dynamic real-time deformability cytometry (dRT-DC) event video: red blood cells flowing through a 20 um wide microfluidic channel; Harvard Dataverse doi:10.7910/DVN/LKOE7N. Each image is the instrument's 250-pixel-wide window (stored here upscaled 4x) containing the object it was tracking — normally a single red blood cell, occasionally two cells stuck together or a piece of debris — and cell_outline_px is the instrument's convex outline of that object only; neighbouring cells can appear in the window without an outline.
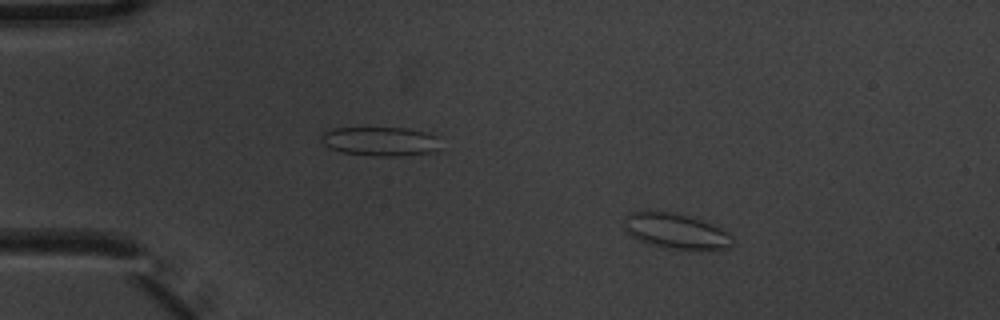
{"species": "common noctule bat (a hibernating species)", "species_latin": "Nyctalus noctula", "temperature_condition": "warm", "stored_images_in_passage": 14, "camera_frame_rate_fps": 3000, "um_per_image_px": 0.085, "animal": {"sex": "male", "body_mass_g": 20.1, "forearm_length_mm": 53.5}, "frame": {"image": 1, "passage_image": 2, "time_ms": 0.333, "image_size_px": [1000, 320], "cell_outline_px": [[736, 240], [732, 248], [712, 252], [668, 248], [652, 244], [640, 240], [624, 232], [624, 220], [628, 212], [672, 212], [688, 216], [712, 224], [720, 228], [732, 236]], "centroid_in_image_um": [57.55, 19.7], "position_along_channel_um": 27.5, "area_um2": 22.77}}
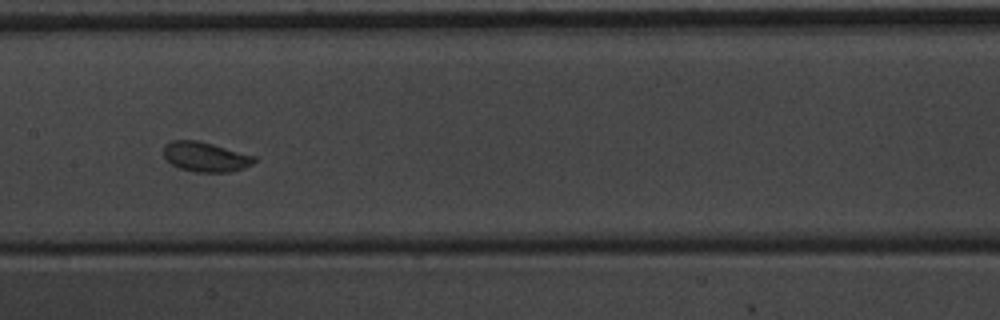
{"frame": {"image": 2, "passage_image": 7, "time_ms": 2.0, "image_size_px": [1000, 320], "cell_outline_px": [[256, 160], [252, 164], [244, 168], [228, 172], [196, 172], [180, 168], [172, 164], [164, 156], [164, 144], [172, 140], [200, 140], [256, 156]], "centroid_in_image_um": [17.48, 13.32], "position_along_channel_um": 189.9, "area_um2": 15.78}}
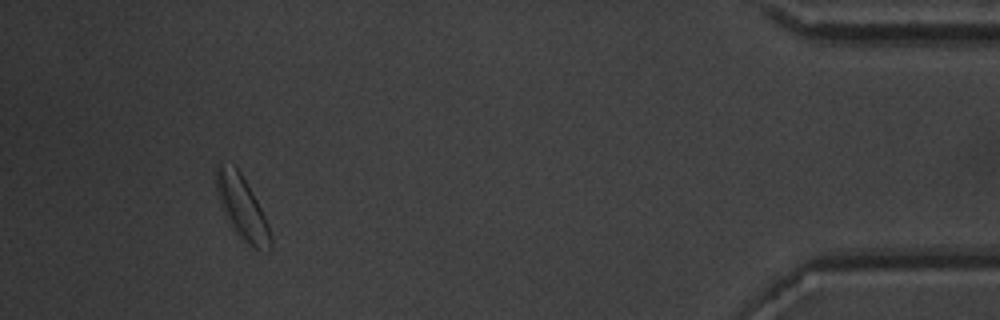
{"frame": {"image": 3, "passage_image": 13, "time_ms": 4.0, "image_size_px": [1000, 320], "cell_outline_px": [[272, 248], [268, 252], [248, 248], [236, 232], [228, 220], [220, 204], [216, 188], [216, 164], [220, 160], [236, 164], [256, 200], [268, 224], [272, 236]], "centroid_in_image_um": [20.57, 17.65], "position_along_channel_um": 414.6, "area_um2": 20.4}}